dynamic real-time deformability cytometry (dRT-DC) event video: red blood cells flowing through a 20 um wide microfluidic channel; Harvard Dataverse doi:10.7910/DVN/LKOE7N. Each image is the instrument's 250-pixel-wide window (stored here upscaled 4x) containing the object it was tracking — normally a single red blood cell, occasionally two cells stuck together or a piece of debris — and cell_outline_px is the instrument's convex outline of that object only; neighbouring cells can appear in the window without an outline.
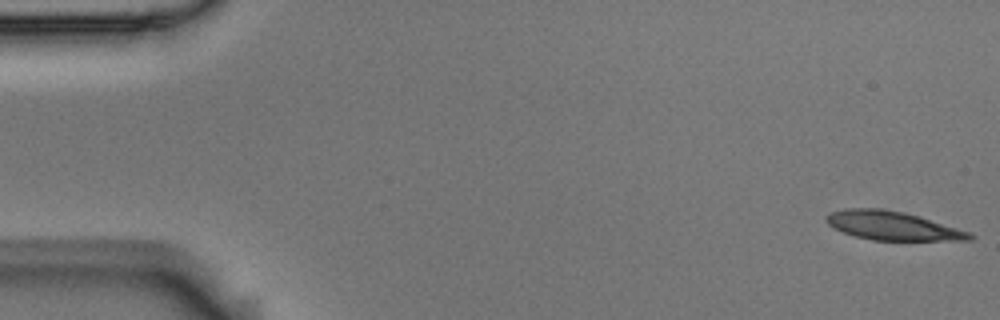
{"species": "Egyptian fruit bat (a non-hibernating species)", "species_latin": "Rousettus aegyptiacus", "temperature_condition": "room temperature", "stored_images_in_passage": 6, "camera_frame_rate_fps": 3000, "um_per_image_px": 0.085, "animal": {"sex": "male"}, "frame": {"image": 1, "passage_image": 1, "time_ms": 0.0, "image_size_px": [1000, 320], "cell_outline_px": [[976, 236], [972, 240], [872, 240], [856, 236], [844, 232], [828, 224], [824, 220], [824, 216], [828, 212], [844, 208], [880, 208], [904, 212], [920, 216], [968, 232]], "centroid_in_image_um": [75.81, 19.17], "position_along_channel_um": 9.2, "area_um2": 23.93}}